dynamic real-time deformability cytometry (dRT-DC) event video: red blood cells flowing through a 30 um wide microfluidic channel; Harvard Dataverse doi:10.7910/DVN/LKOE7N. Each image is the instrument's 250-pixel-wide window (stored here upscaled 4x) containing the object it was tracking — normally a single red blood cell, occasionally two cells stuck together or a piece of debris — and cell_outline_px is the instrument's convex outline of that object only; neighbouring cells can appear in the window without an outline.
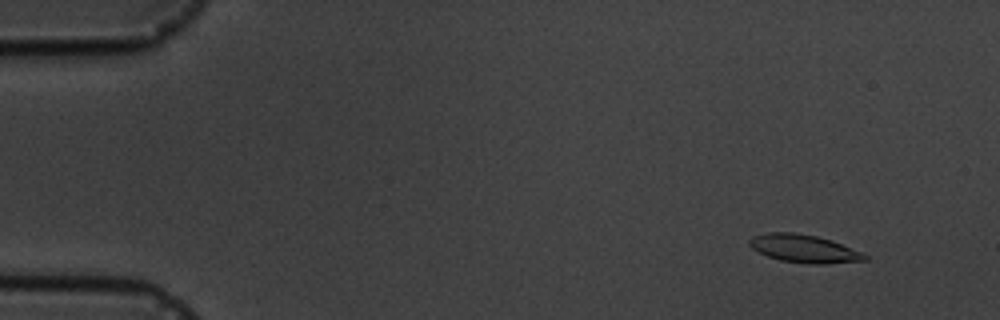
{"species": "common noctule bat (a hibernating species)", "species_latin": "Nyctalus noctula", "temperature_condition": "cold", "stored_images_in_passage": 5, "camera_frame_rate_fps": 3000, "um_per_image_px": 0.085, "animal": {"sex": "male", "body_mass_g": 19.5, "forearm_length_mm": 54.6}, "frame": {"image": 1, "passage_image": 2, "time_ms": 1.0, "image_size_px": [1000, 320], "cell_outline_px": [[868, 260], [824, 264], [812, 264], [780, 260], [768, 256], [752, 248], [748, 244], [748, 240], [752, 236], [768, 232], [792, 232], [816, 236], [832, 240], [860, 252], [868, 256]], "centroid_in_image_um": [68.32, 21.13], "position_along_channel_um": 16.7, "area_um2": 18.67}}
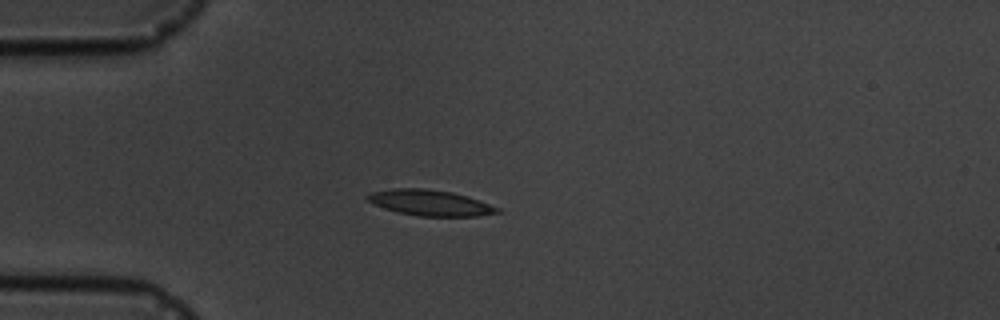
{"frame": {"image": 2, "passage_image": 5, "time_ms": 4.333, "image_size_px": [1000, 320], "cell_outline_px": [[500, 212], [476, 216], [416, 216], [396, 212], [372, 204], [364, 196], [372, 192], [396, 188], [424, 188], [452, 192], [468, 196], [480, 200], [500, 208]], "centroid_in_image_um": [36.55, 17.24], "position_along_channel_um": 48.5, "area_um2": 19.59}}